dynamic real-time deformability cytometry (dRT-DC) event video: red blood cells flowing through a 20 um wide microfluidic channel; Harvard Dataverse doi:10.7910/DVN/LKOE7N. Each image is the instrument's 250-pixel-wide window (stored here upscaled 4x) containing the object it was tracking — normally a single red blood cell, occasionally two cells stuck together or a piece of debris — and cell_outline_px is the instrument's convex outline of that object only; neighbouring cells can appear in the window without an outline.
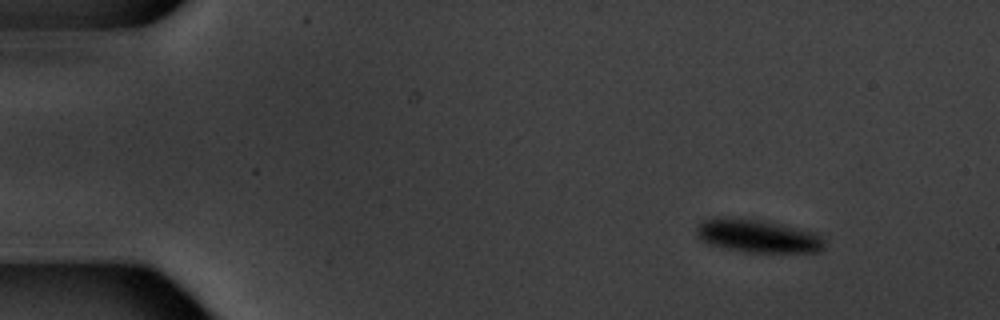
{"species": "common noctule bat (a hibernating species)", "species_latin": "Nyctalus noctula", "temperature_condition": "warm", "stored_images_in_passage": 4, "camera_frame_rate_fps": 3000, "um_per_image_px": 0.085, "animal": {"sex": "male", "body_mass_g": 20.1, "forearm_length_mm": 53.5}, "frame": {"image": 1, "passage_image": 1, "time_ms": 0.0, "image_size_px": [1000, 320], "cell_outline_px": [[824, 248], [820, 252], [744, 252], [708, 244], [696, 236], [696, 228], [704, 220], [756, 220], [816, 232], [824, 240]], "centroid_in_image_um": [64.47, 20.12], "position_along_channel_um": 20.5, "area_um2": 23.7}}
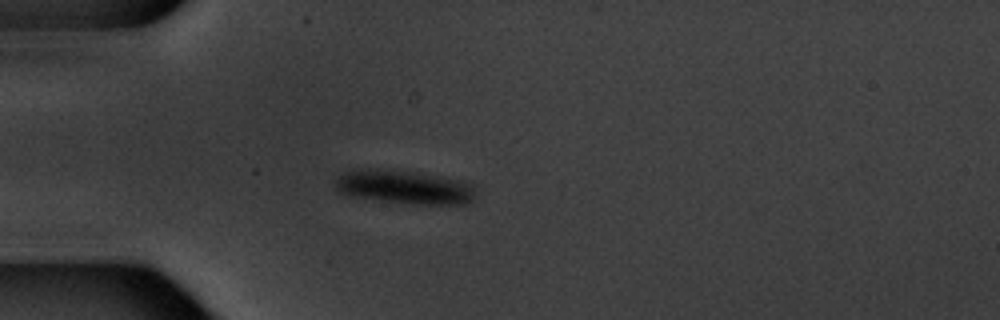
{"frame": {"image": 2, "passage_image": 4, "time_ms": 3.333, "image_size_px": [1000, 320], "cell_outline_px": [[476, 196], [472, 200], [464, 204], [408, 204], [352, 196], [340, 192], [336, 188], [336, 176], [344, 172], [416, 172], [460, 180], [472, 184]], "centroid_in_image_um": [34.47, 15.96], "position_along_channel_um": 50.5, "area_um2": 26.41}}